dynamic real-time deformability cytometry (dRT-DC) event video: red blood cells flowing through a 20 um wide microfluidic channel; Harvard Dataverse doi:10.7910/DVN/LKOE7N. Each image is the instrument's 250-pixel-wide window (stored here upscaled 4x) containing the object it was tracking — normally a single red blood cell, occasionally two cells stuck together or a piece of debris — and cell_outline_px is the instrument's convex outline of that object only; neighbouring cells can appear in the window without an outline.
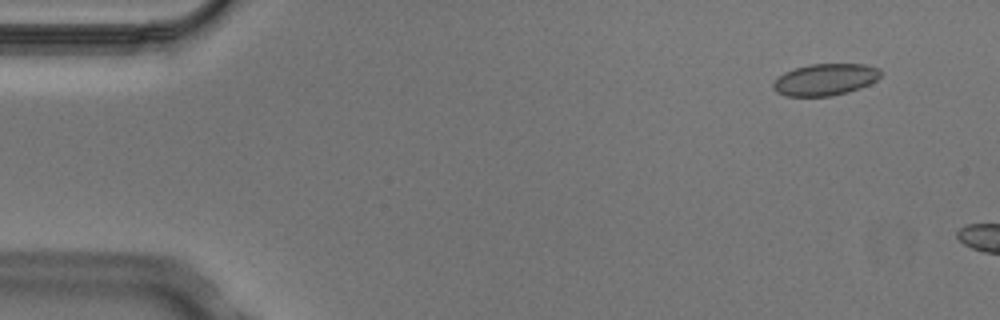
{"species": "Egyptian fruit bat (a non-hibernating species)", "species_latin": "Rousettus aegyptiacus", "temperature_condition": "cold", "stored_images_in_passage": 2, "camera_frame_rate_fps": 3000, "um_per_image_px": 0.085, "animal": {"sex": "male"}, "frame": {"image": 1, "passage_image": 1, "time_ms": 0.0, "image_size_px": [1000, 320], "cell_outline_px": [[880, 76], [876, 80], [860, 88], [848, 92], [832, 96], [784, 96], [776, 92], [772, 88], [772, 80], [776, 76], [784, 72], [808, 64], [864, 64], [880, 68]], "centroid_in_image_um": [70.08, 6.76], "position_along_channel_um": 14.9, "area_um2": 20.11}}